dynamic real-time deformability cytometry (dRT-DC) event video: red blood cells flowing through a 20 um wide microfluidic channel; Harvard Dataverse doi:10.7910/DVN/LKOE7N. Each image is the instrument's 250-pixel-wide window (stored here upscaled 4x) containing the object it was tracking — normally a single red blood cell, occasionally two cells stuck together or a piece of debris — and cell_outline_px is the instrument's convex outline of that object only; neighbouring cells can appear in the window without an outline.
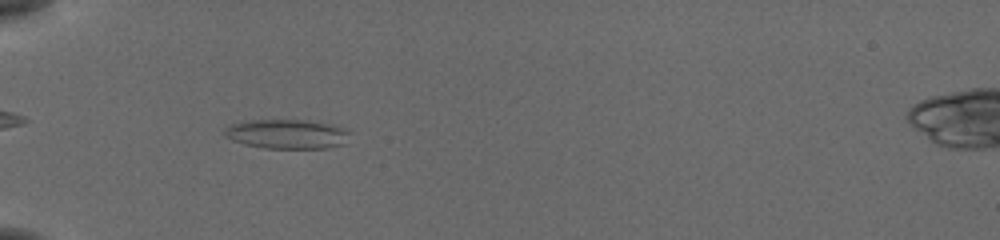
{"species": "common noctule bat (a hibernating species)", "species_latin": "Nyctalus noctula", "temperature_condition": "cold", "stored_images_in_passage": 52, "camera_frame_rate_fps": 3000, "um_per_image_px": 0.085, "animal": {"sex": "female", "body_mass_g": 19.5, "forearm_length_mm": 54.1}, "frame": {"image": 1, "passage_image": 19, "time_ms": 6.0, "image_size_px": [1000, 240], "cell_outline_px": [[352, 132], [340, 144], [324, 148], [264, 148], [244, 144], [232, 140], [224, 136], [224, 128], [240, 120], [308, 120], [348, 128]], "centroid_in_image_um": [24.34, 11.38], "position_along_channel_um": 60.7, "area_um2": 21.5}}
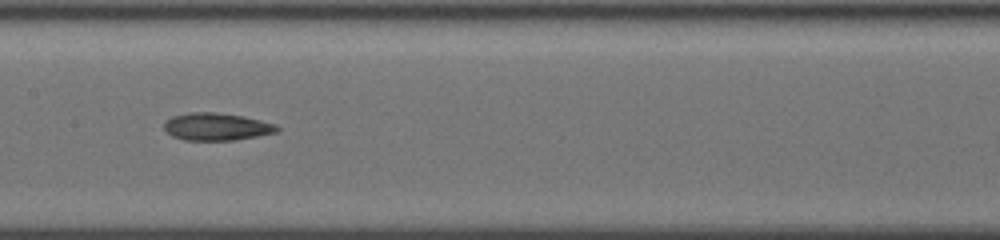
{"frame": {"image": 2, "passage_image": 30, "time_ms": 9.667, "image_size_px": [1000, 240], "cell_outline_px": [[280, 128], [276, 132], [236, 140], [184, 140], [172, 136], [164, 128], [164, 120], [172, 116], [188, 112], [216, 112], [244, 116], [276, 124]], "centroid_in_image_um": [18.38, 10.76], "position_along_channel_um": 189.0, "area_um2": 18.15}}
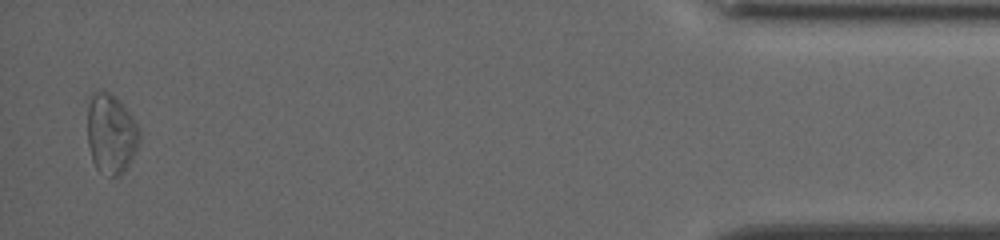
{"frame": {"image": 3, "passage_image": 52, "time_ms": 17.0, "image_size_px": [1000, 240], "cell_outline_px": [[140, 140], [124, 172], [120, 176], [112, 176], [100, 172], [96, 168], [92, 160], [88, 144], [88, 104], [92, 92], [100, 88], [112, 92], [120, 100], [132, 116], [140, 128]], "centroid_in_image_um": [9.43, 11.31], "position_along_channel_um": 425.8, "area_um2": 24.57}, "authors_computed_cell_mechanics": {"area_um2": 19.9699, "velocity_mm_per_s": 3.8311, "shape_relaxation_time_tau1_ms": 7.6183, "shape_relaxation_time_tau2_ms": 6.5398, "deformation_change_tau1": 0.1459, "deformation_change_tau2": 0.1791}}